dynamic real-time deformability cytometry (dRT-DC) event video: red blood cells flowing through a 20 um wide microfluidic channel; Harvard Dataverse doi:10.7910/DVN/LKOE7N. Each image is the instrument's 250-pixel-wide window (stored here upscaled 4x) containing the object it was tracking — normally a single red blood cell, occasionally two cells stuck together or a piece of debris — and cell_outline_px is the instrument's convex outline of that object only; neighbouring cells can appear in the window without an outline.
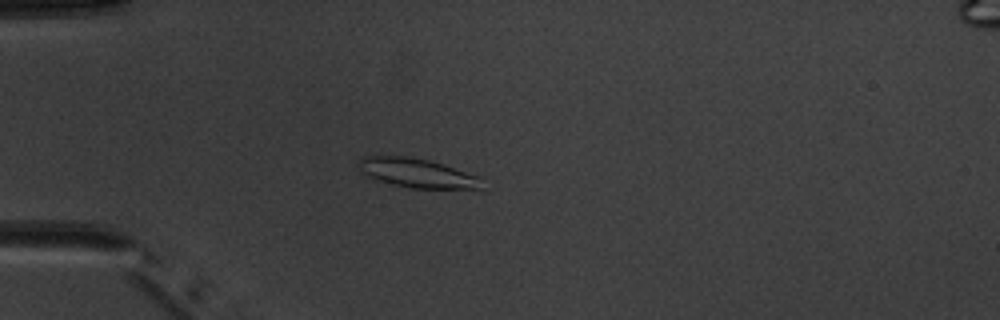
{"species": "common noctule bat (a hibernating species)", "species_latin": "Nyctalus noctula", "temperature_condition": "warm", "stored_images_in_passage": 5, "camera_frame_rate_fps": 3000, "um_per_image_px": 0.085, "animal": {"sex": "male", "body_mass_g": 20.1, "forearm_length_mm": 53.5}, "frame": {"image": 1, "passage_image": 5, "time_ms": 5.0, "image_size_px": [1000, 320], "cell_outline_px": [[480, 188], [412, 188], [392, 184], [376, 180], [364, 176], [360, 172], [356, 164], [364, 156], [376, 152], [408, 156], [428, 160], [480, 176]], "centroid_in_image_um": [35.26, 14.65], "position_along_channel_um": 49.7, "area_um2": 21.44}}